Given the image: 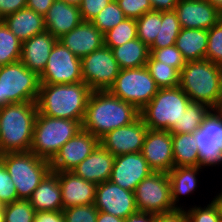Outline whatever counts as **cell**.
I'll return each instance as SVG.
<instances>
[{"instance_id": "obj_27", "label": "cell", "mask_w": 222, "mask_h": 222, "mask_svg": "<svg viewBox=\"0 0 222 222\" xmlns=\"http://www.w3.org/2000/svg\"><path fill=\"white\" fill-rule=\"evenodd\" d=\"M200 169H202L200 166L173 167L168 172L171 200L176 209H183V206L177 204L180 196L189 195L197 190L199 184L197 175L202 171Z\"/></svg>"}, {"instance_id": "obj_19", "label": "cell", "mask_w": 222, "mask_h": 222, "mask_svg": "<svg viewBox=\"0 0 222 222\" xmlns=\"http://www.w3.org/2000/svg\"><path fill=\"white\" fill-rule=\"evenodd\" d=\"M181 28L209 30L222 19L208 0H178L175 7Z\"/></svg>"}, {"instance_id": "obj_36", "label": "cell", "mask_w": 222, "mask_h": 222, "mask_svg": "<svg viewBox=\"0 0 222 222\" xmlns=\"http://www.w3.org/2000/svg\"><path fill=\"white\" fill-rule=\"evenodd\" d=\"M162 23V12L151 11L136 19L137 37L150 46L156 36H159L160 24Z\"/></svg>"}, {"instance_id": "obj_28", "label": "cell", "mask_w": 222, "mask_h": 222, "mask_svg": "<svg viewBox=\"0 0 222 222\" xmlns=\"http://www.w3.org/2000/svg\"><path fill=\"white\" fill-rule=\"evenodd\" d=\"M207 42L208 30L181 28L175 45L187 62L205 59Z\"/></svg>"}, {"instance_id": "obj_11", "label": "cell", "mask_w": 222, "mask_h": 222, "mask_svg": "<svg viewBox=\"0 0 222 222\" xmlns=\"http://www.w3.org/2000/svg\"><path fill=\"white\" fill-rule=\"evenodd\" d=\"M201 168L222 165V111L211 109L194 133Z\"/></svg>"}, {"instance_id": "obj_25", "label": "cell", "mask_w": 222, "mask_h": 222, "mask_svg": "<svg viewBox=\"0 0 222 222\" xmlns=\"http://www.w3.org/2000/svg\"><path fill=\"white\" fill-rule=\"evenodd\" d=\"M2 21L22 42L46 31L44 16L28 7L6 16Z\"/></svg>"}, {"instance_id": "obj_17", "label": "cell", "mask_w": 222, "mask_h": 222, "mask_svg": "<svg viewBox=\"0 0 222 222\" xmlns=\"http://www.w3.org/2000/svg\"><path fill=\"white\" fill-rule=\"evenodd\" d=\"M154 171L141 152L115 156L110 181L128 191H135L137 185Z\"/></svg>"}, {"instance_id": "obj_48", "label": "cell", "mask_w": 222, "mask_h": 222, "mask_svg": "<svg viewBox=\"0 0 222 222\" xmlns=\"http://www.w3.org/2000/svg\"><path fill=\"white\" fill-rule=\"evenodd\" d=\"M34 222H65L63 211L36 212Z\"/></svg>"}, {"instance_id": "obj_21", "label": "cell", "mask_w": 222, "mask_h": 222, "mask_svg": "<svg viewBox=\"0 0 222 222\" xmlns=\"http://www.w3.org/2000/svg\"><path fill=\"white\" fill-rule=\"evenodd\" d=\"M58 41L82 58L104 46V34L92 22L82 21Z\"/></svg>"}, {"instance_id": "obj_51", "label": "cell", "mask_w": 222, "mask_h": 222, "mask_svg": "<svg viewBox=\"0 0 222 222\" xmlns=\"http://www.w3.org/2000/svg\"><path fill=\"white\" fill-rule=\"evenodd\" d=\"M156 214L138 211L130 215L125 222H155Z\"/></svg>"}, {"instance_id": "obj_14", "label": "cell", "mask_w": 222, "mask_h": 222, "mask_svg": "<svg viewBox=\"0 0 222 222\" xmlns=\"http://www.w3.org/2000/svg\"><path fill=\"white\" fill-rule=\"evenodd\" d=\"M94 206L98 211L123 219L138 212L134 192L123 189L110 180L97 184Z\"/></svg>"}, {"instance_id": "obj_42", "label": "cell", "mask_w": 222, "mask_h": 222, "mask_svg": "<svg viewBox=\"0 0 222 222\" xmlns=\"http://www.w3.org/2000/svg\"><path fill=\"white\" fill-rule=\"evenodd\" d=\"M184 208L188 222H220L218 211L212 201L204 207L195 205L188 210Z\"/></svg>"}, {"instance_id": "obj_7", "label": "cell", "mask_w": 222, "mask_h": 222, "mask_svg": "<svg viewBox=\"0 0 222 222\" xmlns=\"http://www.w3.org/2000/svg\"><path fill=\"white\" fill-rule=\"evenodd\" d=\"M191 102L179 87L160 88L152 100L140 111L148 129L170 131L180 121Z\"/></svg>"}, {"instance_id": "obj_30", "label": "cell", "mask_w": 222, "mask_h": 222, "mask_svg": "<svg viewBox=\"0 0 222 222\" xmlns=\"http://www.w3.org/2000/svg\"><path fill=\"white\" fill-rule=\"evenodd\" d=\"M174 167L199 166L198 147L193 134H172Z\"/></svg>"}, {"instance_id": "obj_8", "label": "cell", "mask_w": 222, "mask_h": 222, "mask_svg": "<svg viewBox=\"0 0 222 222\" xmlns=\"http://www.w3.org/2000/svg\"><path fill=\"white\" fill-rule=\"evenodd\" d=\"M40 76L20 60L0 67V108L11 103L36 102Z\"/></svg>"}, {"instance_id": "obj_22", "label": "cell", "mask_w": 222, "mask_h": 222, "mask_svg": "<svg viewBox=\"0 0 222 222\" xmlns=\"http://www.w3.org/2000/svg\"><path fill=\"white\" fill-rule=\"evenodd\" d=\"M114 158L115 156L99 143L71 172L86 181L100 184L110 180Z\"/></svg>"}, {"instance_id": "obj_56", "label": "cell", "mask_w": 222, "mask_h": 222, "mask_svg": "<svg viewBox=\"0 0 222 222\" xmlns=\"http://www.w3.org/2000/svg\"><path fill=\"white\" fill-rule=\"evenodd\" d=\"M216 109L222 111V80H221V95Z\"/></svg>"}, {"instance_id": "obj_43", "label": "cell", "mask_w": 222, "mask_h": 222, "mask_svg": "<svg viewBox=\"0 0 222 222\" xmlns=\"http://www.w3.org/2000/svg\"><path fill=\"white\" fill-rule=\"evenodd\" d=\"M18 198L14 182L11 180L10 174L6 170L3 161L0 159V205H6Z\"/></svg>"}, {"instance_id": "obj_16", "label": "cell", "mask_w": 222, "mask_h": 222, "mask_svg": "<svg viewBox=\"0 0 222 222\" xmlns=\"http://www.w3.org/2000/svg\"><path fill=\"white\" fill-rule=\"evenodd\" d=\"M148 131L141 117L104 135L99 143L114 156L141 152Z\"/></svg>"}, {"instance_id": "obj_45", "label": "cell", "mask_w": 222, "mask_h": 222, "mask_svg": "<svg viewBox=\"0 0 222 222\" xmlns=\"http://www.w3.org/2000/svg\"><path fill=\"white\" fill-rule=\"evenodd\" d=\"M113 0H82L79 8L83 21H92Z\"/></svg>"}, {"instance_id": "obj_34", "label": "cell", "mask_w": 222, "mask_h": 222, "mask_svg": "<svg viewBox=\"0 0 222 222\" xmlns=\"http://www.w3.org/2000/svg\"><path fill=\"white\" fill-rule=\"evenodd\" d=\"M146 67L159 88H174L179 86L180 71L176 68L157 61L151 54Z\"/></svg>"}, {"instance_id": "obj_47", "label": "cell", "mask_w": 222, "mask_h": 222, "mask_svg": "<svg viewBox=\"0 0 222 222\" xmlns=\"http://www.w3.org/2000/svg\"><path fill=\"white\" fill-rule=\"evenodd\" d=\"M155 222H188L185 209H176L172 212L156 214Z\"/></svg>"}, {"instance_id": "obj_39", "label": "cell", "mask_w": 222, "mask_h": 222, "mask_svg": "<svg viewBox=\"0 0 222 222\" xmlns=\"http://www.w3.org/2000/svg\"><path fill=\"white\" fill-rule=\"evenodd\" d=\"M205 59L222 66V19L208 30Z\"/></svg>"}, {"instance_id": "obj_44", "label": "cell", "mask_w": 222, "mask_h": 222, "mask_svg": "<svg viewBox=\"0 0 222 222\" xmlns=\"http://www.w3.org/2000/svg\"><path fill=\"white\" fill-rule=\"evenodd\" d=\"M127 18L137 19L153 11L150 0H116Z\"/></svg>"}, {"instance_id": "obj_6", "label": "cell", "mask_w": 222, "mask_h": 222, "mask_svg": "<svg viewBox=\"0 0 222 222\" xmlns=\"http://www.w3.org/2000/svg\"><path fill=\"white\" fill-rule=\"evenodd\" d=\"M0 159L14 182L19 199L28 200L40 182L51 172L50 161L31 151L3 153Z\"/></svg>"}, {"instance_id": "obj_15", "label": "cell", "mask_w": 222, "mask_h": 222, "mask_svg": "<svg viewBox=\"0 0 222 222\" xmlns=\"http://www.w3.org/2000/svg\"><path fill=\"white\" fill-rule=\"evenodd\" d=\"M99 144V139L81 129L69 139L50 161L52 172H71L88 157Z\"/></svg>"}, {"instance_id": "obj_23", "label": "cell", "mask_w": 222, "mask_h": 222, "mask_svg": "<svg viewBox=\"0 0 222 222\" xmlns=\"http://www.w3.org/2000/svg\"><path fill=\"white\" fill-rule=\"evenodd\" d=\"M46 31L57 40L77 27L83 20L80 8L62 0H55L44 16Z\"/></svg>"}, {"instance_id": "obj_24", "label": "cell", "mask_w": 222, "mask_h": 222, "mask_svg": "<svg viewBox=\"0 0 222 222\" xmlns=\"http://www.w3.org/2000/svg\"><path fill=\"white\" fill-rule=\"evenodd\" d=\"M57 39L48 31L22 42L20 61L39 76L44 71L52 47Z\"/></svg>"}, {"instance_id": "obj_20", "label": "cell", "mask_w": 222, "mask_h": 222, "mask_svg": "<svg viewBox=\"0 0 222 222\" xmlns=\"http://www.w3.org/2000/svg\"><path fill=\"white\" fill-rule=\"evenodd\" d=\"M61 187L63 209L94 204L97 184L76 176L73 172H54Z\"/></svg>"}, {"instance_id": "obj_2", "label": "cell", "mask_w": 222, "mask_h": 222, "mask_svg": "<svg viewBox=\"0 0 222 222\" xmlns=\"http://www.w3.org/2000/svg\"><path fill=\"white\" fill-rule=\"evenodd\" d=\"M92 89L83 81L71 84H41L36 101L42 115L83 123Z\"/></svg>"}, {"instance_id": "obj_9", "label": "cell", "mask_w": 222, "mask_h": 222, "mask_svg": "<svg viewBox=\"0 0 222 222\" xmlns=\"http://www.w3.org/2000/svg\"><path fill=\"white\" fill-rule=\"evenodd\" d=\"M160 88L150 75L146 66L120 69L109 92L141 111Z\"/></svg>"}, {"instance_id": "obj_38", "label": "cell", "mask_w": 222, "mask_h": 222, "mask_svg": "<svg viewBox=\"0 0 222 222\" xmlns=\"http://www.w3.org/2000/svg\"><path fill=\"white\" fill-rule=\"evenodd\" d=\"M127 17L116 0L111 1L91 21L103 34L112 29Z\"/></svg>"}, {"instance_id": "obj_52", "label": "cell", "mask_w": 222, "mask_h": 222, "mask_svg": "<svg viewBox=\"0 0 222 222\" xmlns=\"http://www.w3.org/2000/svg\"><path fill=\"white\" fill-rule=\"evenodd\" d=\"M96 222H125V219L102 211H98Z\"/></svg>"}, {"instance_id": "obj_31", "label": "cell", "mask_w": 222, "mask_h": 222, "mask_svg": "<svg viewBox=\"0 0 222 222\" xmlns=\"http://www.w3.org/2000/svg\"><path fill=\"white\" fill-rule=\"evenodd\" d=\"M210 110L211 108L208 105L190 102L180 118V121L174 125L170 132L172 134H193L197 129H199Z\"/></svg>"}, {"instance_id": "obj_46", "label": "cell", "mask_w": 222, "mask_h": 222, "mask_svg": "<svg viewBox=\"0 0 222 222\" xmlns=\"http://www.w3.org/2000/svg\"><path fill=\"white\" fill-rule=\"evenodd\" d=\"M26 5L27 0H2V6L0 8V20L25 8Z\"/></svg>"}, {"instance_id": "obj_41", "label": "cell", "mask_w": 222, "mask_h": 222, "mask_svg": "<svg viewBox=\"0 0 222 222\" xmlns=\"http://www.w3.org/2000/svg\"><path fill=\"white\" fill-rule=\"evenodd\" d=\"M62 211L65 222H96L98 215L94 204L70 207Z\"/></svg>"}, {"instance_id": "obj_4", "label": "cell", "mask_w": 222, "mask_h": 222, "mask_svg": "<svg viewBox=\"0 0 222 222\" xmlns=\"http://www.w3.org/2000/svg\"><path fill=\"white\" fill-rule=\"evenodd\" d=\"M222 66L202 59L187 61L180 71L179 87L191 102L216 109L221 95Z\"/></svg>"}, {"instance_id": "obj_26", "label": "cell", "mask_w": 222, "mask_h": 222, "mask_svg": "<svg viewBox=\"0 0 222 222\" xmlns=\"http://www.w3.org/2000/svg\"><path fill=\"white\" fill-rule=\"evenodd\" d=\"M36 212L62 211L61 187L58 176L50 172L28 199Z\"/></svg>"}, {"instance_id": "obj_32", "label": "cell", "mask_w": 222, "mask_h": 222, "mask_svg": "<svg viewBox=\"0 0 222 222\" xmlns=\"http://www.w3.org/2000/svg\"><path fill=\"white\" fill-rule=\"evenodd\" d=\"M181 31V25L175 10L162 11V23L160 24L159 36H156L149 49H159L173 46Z\"/></svg>"}, {"instance_id": "obj_29", "label": "cell", "mask_w": 222, "mask_h": 222, "mask_svg": "<svg viewBox=\"0 0 222 222\" xmlns=\"http://www.w3.org/2000/svg\"><path fill=\"white\" fill-rule=\"evenodd\" d=\"M110 49L120 69L144 67L150 56L149 46L139 38Z\"/></svg>"}, {"instance_id": "obj_49", "label": "cell", "mask_w": 222, "mask_h": 222, "mask_svg": "<svg viewBox=\"0 0 222 222\" xmlns=\"http://www.w3.org/2000/svg\"><path fill=\"white\" fill-rule=\"evenodd\" d=\"M55 0H27L26 7L34 10L36 13L45 16Z\"/></svg>"}, {"instance_id": "obj_55", "label": "cell", "mask_w": 222, "mask_h": 222, "mask_svg": "<svg viewBox=\"0 0 222 222\" xmlns=\"http://www.w3.org/2000/svg\"><path fill=\"white\" fill-rule=\"evenodd\" d=\"M65 1L66 3H69L71 5H75V6H80L82 0H62Z\"/></svg>"}, {"instance_id": "obj_13", "label": "cell", "mask_w": 222, "mask_h": 222, "mask_svg": "<svg viewBox=\"0 0 222 222\" xmlns=\"http://www.w3.org/2000/svg\"><path fill=\"white\" fill-rule=\"evenodd\" d=\"M82 81L81 58L57 40L40 75V83L71 84Z\"/></svg>"}, {"instance_id": "obj_50", "label": "cell", "mask_w": 222, "mask_h": 222, "mask_svg": "<svg viewBox=\"0 0 222 222\" xmlns=\"http://www.w3.org/2000/svg\"><path fill=\"white\" fill-rule=\"evenodd\" d=\"M153 11H172L178 3V0H150Z\"/></svg>"}, {"instance_id": "obj_3", "label": "cell", "mask_w": 222, "mask_h": 222, "mask_svg": "<svg viewBox=\"0 0 222 222\" xmlns=\"http://www.w3.org/2000/svg\"><path fill=\"white\" fill-rule=\"evenodd\" d=\"M37 113L36 102L11 103L0 108V155L30 151Z\"/></svg>"}, {"instance_id": "obj_33", "label": "cell", "mask_w": 222, "mask_h": 222, "mask_svg": "<svg viewBox=\"0 0 222 222\" xmlns=\"http://www.w3.org/2000/svg\"><path fill=\"white\" fill-rule=\"evenodd\" d=\"M22 41H20L0 20V67L21 59Z\"/></svg>"}, {"instance_id": "obj_40", "label": "cell", "mask_w": 222, "mask_h": 222, "mask_svg": "<svg viewBox=\"0 0 222 222\" xmlns=\"http://www.w3.org/2000/svg\"><path fill=\"white\" fill-rule=\"evenodd\" d=\"M150 54L157 61L168 64L179 71H181L186 64V60L182 53L177 49L176 45L159 49H150Z\"/></svg>"}, {"instance_id": "obj_37", "label": "cell", "mask_w": 222, "mask_h": 222, "mask_svg": "<svg viewBox=\"0 0 222 222\" xmlns=\"http://www.w3.org/2000/svg\"><path fill=\"white\" fill-rule=\"evenodd\" d=\"M4 222H34L36 211L29 200L20 199L2 206Z\"/></svg>"}, {"instance_id": "obj_1", "label": "cell", "mask_w": 222, "mask_h": 222, "mask_svg": "<svg viewBox=\"0 0 222 222\" xmlns=\"http://www.w3.org/2000/svg\"><path fill=\"white\" fill-rule=\"evenodd\" d=\"M140 117V111L106 91H92L87 102L82 129L99 140L119 127L127 126Z\"/></svg>"}, {"instance_id": "obj_54", "label": "cell", "mask_w": 222, "mask_h": 222, "mask_svg": "<svg viewBox=\"0 0 222 222\" xmlns=\"http://www.w3.org/2000/svg\"><path fill=\"white\" fill-rule=\"evenodd\" d=\"M219 12L222 13V0H208Z\"/></svg>"}, {"instance_id": "obj_53", "label": "cell", "mask_w": 222, "mask_h": 222, "mask_svg": "<svg viewBox=\"0 0 222 222\" xmlns=\"http://www.w3.org/2000/svg\"><path fill=\"white\" fill-rule=\"evenodd\" d=\"M212 202L216 206L220 221H222V190L215 196V198H213Z\"/></svg>"}, {"instance_id": "obj_10", "label": "cell", "mask_w": 222, "mask_h": 222, "mask_svg": "<svg viewBox=\"0 0 222 222\" xmlns=\"http://www.w3.org/2000/svg\"><path fill=\"white\" fill-rule=\"evenodd\" d=\"M134 197L141 212L162 214L176 210L171 200L168 173L153 172L144 178L137 185Z\"/></svg>"}, {"instance_id": "obj_57", "label": "cell", "mask_w": 222, "mask_h": 222, "mask_svg": "<svg viewBox=\"0 0 222 222\" xmlns=\"http://www.w3.org/2000/svg\"><path fill=\"white\" fill-rule=\"evenodd\" d=\"M0 222H4L2 206L0 205Z\"/></svg>"}, {"instance_id": "obj_12", "label": "cell", "mask_w": 222, "mask_h": 222, "mask_svg": "<svg viewBox=\"0 0 222 222\" xmlns=\"http://www.w3.org/2000/svg\"><path fill=\"white\" fill-rule=\"evenodd\" d=\"M83 82L92 91H106L119 75L120 67L109 47L103 46L81 58Z\"/></svg>"}, {"instance_id": "obj_35", "label": "cell", "mask_w": 222, "mask_h": 222, "mask_svg": "<svg viewBox=\"0 0 222 222\" xmlns=\"http://www.w3.org/2000/svg\"><path fill=\"white\" fill-rule=\"evenodd\" d=\"M136 38V19L126 18L104 34V46L114 48Z\"/></svg>"}, {"instance_id": "obj_5", "label": "cell", "mask_w": 222, "mask_h": 222, "mask_svg": "<svg viewBox=\"0 0 222 222\" xmlns=\"http://www.w3.org/2000/svg\"><path fill=\"white\" fill-rule=\"evenodd\" d=\"M82 129L78 120L49 117L37 113L30 151L51 161L59 149Z\"/></svg>"}, {"instance_id": "obj_18", "label": "cell", "mask_w": 222, "mask_h": 222, "mask_svg": "<svg viewBox=\"0 0 222 222\" xmlns=\"http://www.w3.org/2000/svg\"><path fill=\"white\" fill-rule=\"evenodd\" d=\"M141 153L154 172L168 173L174 167L172 133L148 129Z\"/></svg>"}]
</instances>
